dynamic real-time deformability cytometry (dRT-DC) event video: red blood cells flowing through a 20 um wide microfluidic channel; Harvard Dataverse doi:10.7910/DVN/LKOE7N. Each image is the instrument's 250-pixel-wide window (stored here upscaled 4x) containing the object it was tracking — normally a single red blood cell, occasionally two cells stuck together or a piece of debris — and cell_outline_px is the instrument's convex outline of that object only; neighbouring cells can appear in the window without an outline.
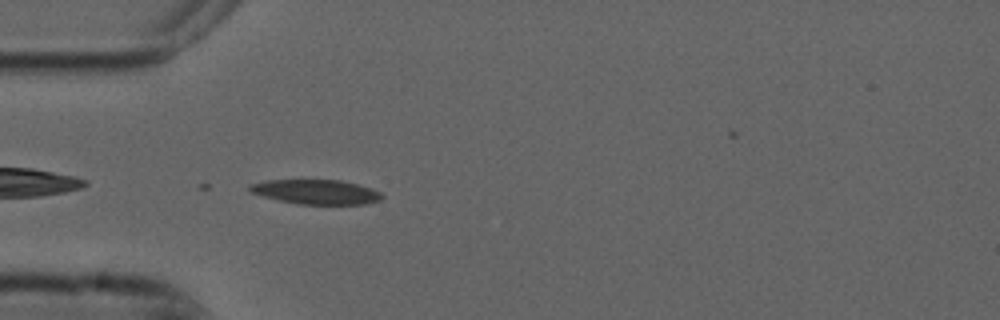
{"species": "common noctule bat (a hibernating species)", "species_latin": "Nyctalus noctula", "temperature_condition": "cold", "stored_images_in_passage": 4, "camera_frame_rate_fps": 3000, "um_per_image_px": 0.085, "animal": {"sex": "male", "forearm_length_mm": 52.5}, "frame": {"image": 1, "passage_image": 2, "time_ms": 0.333, "image_size_px": [1000, 320], "cell_outline_px": [[384, 196], [380, 200], [364, 204], [296, 204], [264, 196], [252, 192], [248, 188], [248, 184], [264, 180], [340, 180], [356, 184], [380, 192]], "centroid_in_image_um": [26.84, 16.31], "position_along_channel_um": 58.2, "area_um2": 18.73}}